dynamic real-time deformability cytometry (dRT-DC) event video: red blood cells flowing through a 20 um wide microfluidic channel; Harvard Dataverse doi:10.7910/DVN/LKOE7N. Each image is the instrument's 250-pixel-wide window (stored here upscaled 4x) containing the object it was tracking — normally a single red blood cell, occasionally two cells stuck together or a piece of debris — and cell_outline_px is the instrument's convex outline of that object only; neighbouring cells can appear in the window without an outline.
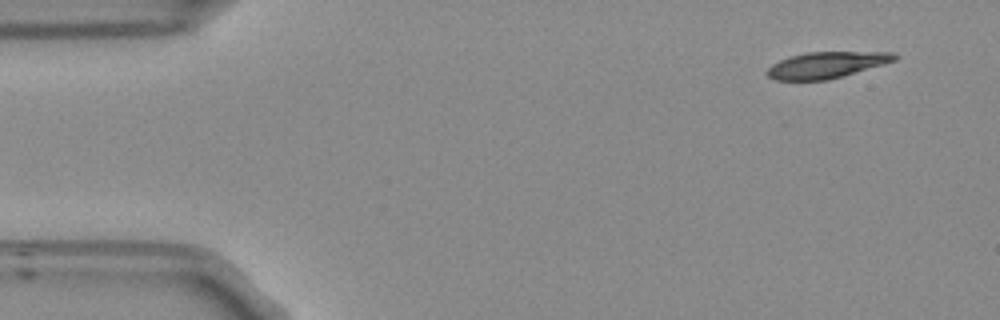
{"species": "Egyptian fruit bat (a non-hibernating species)", "species_latin": "Rousettus aegyptiacus", "temperature_condition": "room temperature", "stored_images_in_passage": 51, "camera_frame_rate_fps": 3000, "um_per_image_px": 0.085, "frame": {"image": 1, "passage_image": 1, "time_ms": 0.0, "image_size_px": [1000, 320], "cell_outline_px": [[900, 56], [896, 60], [884, 64], [828, 80], [776, 80], [768, 76], [764, 72], [772, 64], [788, 56], [808, 52], [896, 52]], "centroid_in_image_um": [70.26, 5.51], "position_along_channel_um": 14.7, "area_um2": 19.59}}
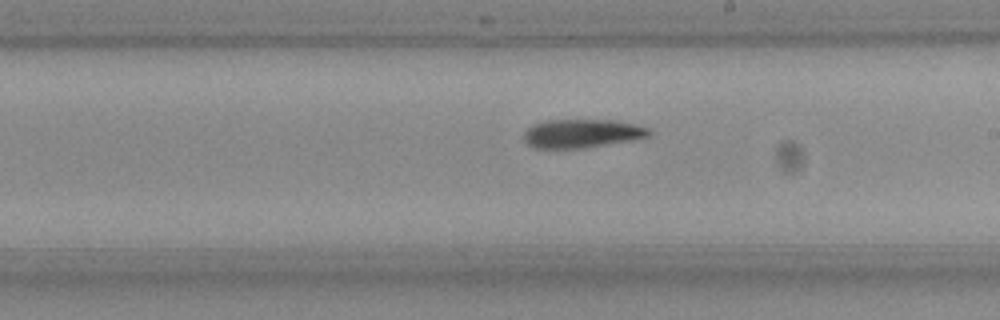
{"frame": {"image": 2, "passage_image": 27, "time_ms": 8.667, "image_size_px": [1000, 320], "cell_outline_px": [[652, 136], [584, 148], [536, 148], [528, 144], [524, 140], [524, 132], [532, 124], [544, 120], [616, 120], [636, 124], [648, 128], [652, 132]], "centroid_in_image_um": [49.47, 11.33], "position_along_channel_um": 239.5, "area_um2": 20.92}}
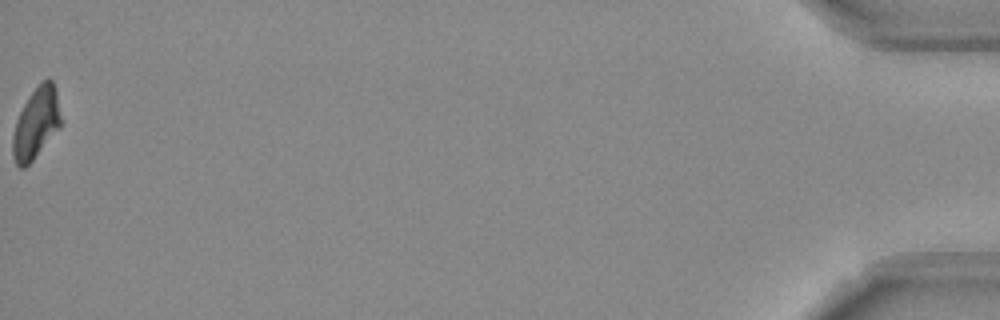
{"frame": {"image": 3, "passage_image": 51, "time_ms": 16.667, "image_size_px": [1000, 320], "cell_outline_px": [[60, 128], [32, 160], [24, 168], [20, 168], [16, 164], [12, 156], [12, 136], [16, 120], [28, 96], [48, 76], [52, 80], [56, 88], [60, 116]], "centroid_in_image_um": [3.05, 10.48], "position_along_channel_um": 432.1, "area_um2": 19.77}, "authors_computed_cell_mechanics": {"area_um2": 21.0392, "velocity_mm_per_s": 3.7289, "shape_relaxation_time_tau1_ms": 6.2064, "shape_relaxation_time_tau2_ms": null, "deformation_change_tau1": 0.1659, "deformation_change_tau2": null}}